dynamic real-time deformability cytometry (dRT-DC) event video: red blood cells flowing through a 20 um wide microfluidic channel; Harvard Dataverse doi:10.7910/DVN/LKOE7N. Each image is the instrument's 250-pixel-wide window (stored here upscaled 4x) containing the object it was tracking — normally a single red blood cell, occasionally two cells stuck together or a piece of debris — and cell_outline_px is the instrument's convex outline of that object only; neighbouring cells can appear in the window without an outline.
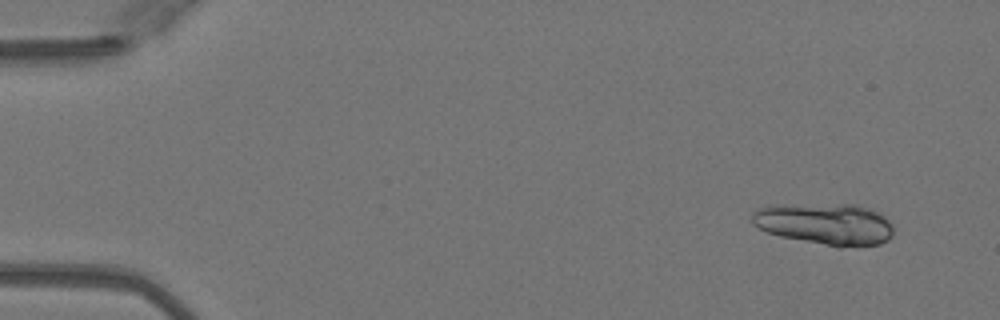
{"species": "Egyptian fruit bat (a non-hibernating species)", "species_latin": "Rousettus aegyptiacus", "temperature_condition": "warm", "stored_images_in_passage": 20, "camera_frame_rate_fps": 3000, "um_per_image_px": 0.085, "animal": {"sex": "female"}, "frame": {"image": 1, "passage_image": 3, "time_ms": 0.667, "image_size_px": [1000, 320], "cell_outline_px": [[892, 236], [888, 240], [880, 244], [840, 248], [780, 236], [768, 232], [752, 224], [752, 212], [756, 208], [768, 204], [856, 204], [872, 208], [884, 216], [892, 224]], "centroid_in_image_um": [70.12, 19.02], "position_along_channel_um": 14.9, "area_um2": 34.97}}